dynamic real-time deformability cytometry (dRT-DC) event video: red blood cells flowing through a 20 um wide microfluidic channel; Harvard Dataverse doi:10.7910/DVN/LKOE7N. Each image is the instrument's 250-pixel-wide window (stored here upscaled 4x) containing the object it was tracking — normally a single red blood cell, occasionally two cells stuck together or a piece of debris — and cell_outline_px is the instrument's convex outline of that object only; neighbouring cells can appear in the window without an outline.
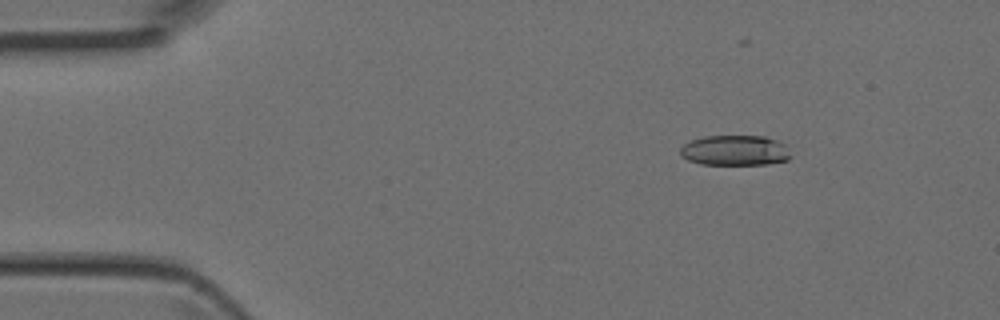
{"species": "Egyptian fruit bat (a non-hibernating species)", "species_latin": "Rousettus aegyptiacus", "temperature_condition": "room temperature", "stored_images_in_passage": 3, "camera_frame_rate_fps": 3000, "um_per_image_px": 0.085, "animal": {"sex": "female"}, "frame": {"image": 1, "passage_image": 1, "time_ms": 0.0, "image_size_px": [1000, 320], "cell_outline_px": [[792, 156], [788, 160], [768, 164], [700, 164], [688, 160], [680, 156], [680, 148], [684, 144], [692, 140], [704, 136], [764, 136], [776, 140], [784, 144]], "centroid_in_image_um": [62.47, 12.79], "position_along_channel_um": 22.5, "area_um2": 19.54}}
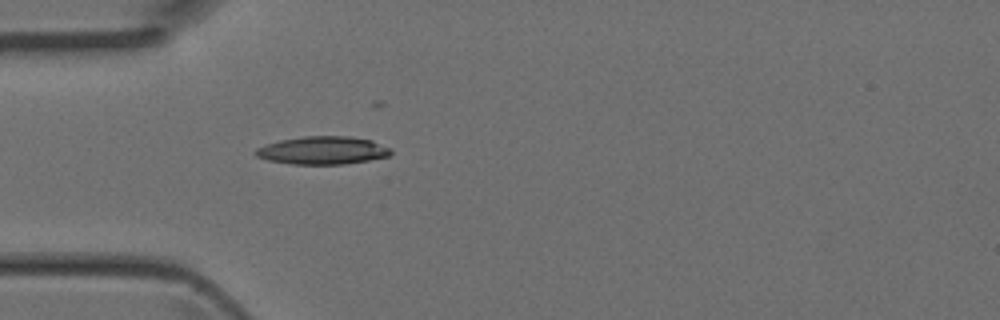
{"frame": {"image": 2, "passage_image": 3, "time_ms": 0.667, "image_size_px": [1000, 320], "cell_outline_px": [[392, 152], [388, 156], [368, 160], [344, 164], [292, 164], [268, 160], [256, 156], [252, 152], [256, 148], [280, 140], [304, 136], [348, 136], [372, 140], [392, 148]], "centroid_in_image_um": [27.43, 12.78], "position_along_channel_um": 57.6, "area_um2": 22.02}}